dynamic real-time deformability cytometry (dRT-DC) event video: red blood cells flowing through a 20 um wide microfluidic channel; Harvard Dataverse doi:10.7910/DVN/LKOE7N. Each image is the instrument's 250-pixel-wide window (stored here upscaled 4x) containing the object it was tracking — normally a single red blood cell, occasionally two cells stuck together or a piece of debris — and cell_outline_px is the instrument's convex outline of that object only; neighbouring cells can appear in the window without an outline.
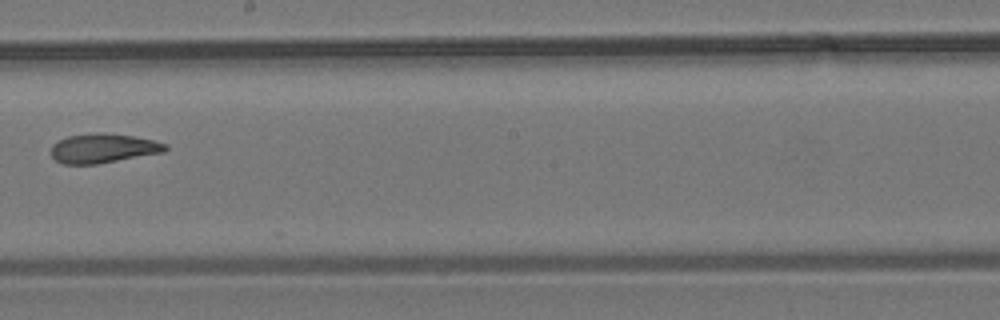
{"species": "common noctule bat (a hibernating species)", "species_latin": "Nyctalus noctula", "temperature_condition": "room temperature", "stored_images_in_passage": 8, "camera_frame_rate_fps": 3000, "um_per_image_px": 0.085, "animal": {"sex": "male", "body_mass_g": 19.2, "forearm_length_mm": 51.8}, "frame": {"image": 1, "passage_image": 8, "time_ms": 9.0, "image_size_px": [1000, 320], "cell_outline_px": [[168, 148], [164, 152], [96, 164], [64, 164], [56, 160], [52, 156], [52, 144], [68, 136], [96, 132], [132, 136], [152, 140], [168, 144]], "centroid_in_image_um": [8.77, 12.6], "position_along_channel_um": 239.4, "area_um2": 19.31}}